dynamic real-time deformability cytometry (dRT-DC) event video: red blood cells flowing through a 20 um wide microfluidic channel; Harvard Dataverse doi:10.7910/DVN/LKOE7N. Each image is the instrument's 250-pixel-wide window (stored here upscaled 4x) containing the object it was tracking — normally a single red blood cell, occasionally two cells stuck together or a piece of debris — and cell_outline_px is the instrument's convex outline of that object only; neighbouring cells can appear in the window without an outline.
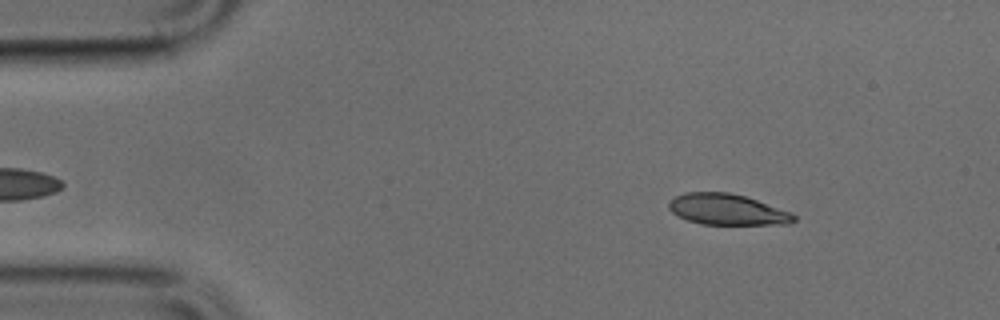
{"species": "common noctule bat (a hibernating species)", "species_latin": "Nyctalus noctula", "temperature_condition": "cold", "stored_images_in_passage": 48, "camera_frame_rate_fps": 3000, "um_per_image_px": 0.085, "animal": {"sex": "male", "body_mass_g": 17.9, "forearm_length_mm": 54.2}, "frame": {"image": 1, "passage_image": 5, "time_ms": 1.333, "image_size_px": [1000, 320], "cell_outline_px": [[796, 220], [788, 224], [704, 224], [688, 220], [672, 212], [668, 208], [668, 204], [676, 196], [684, 192], [728, 192], [744, 196], [792, 212], [796, 216]], "centroid_in_image_um": [61.83, 17.8], "position_along_channel_um": 23.2, "area_um2": 22.31}}
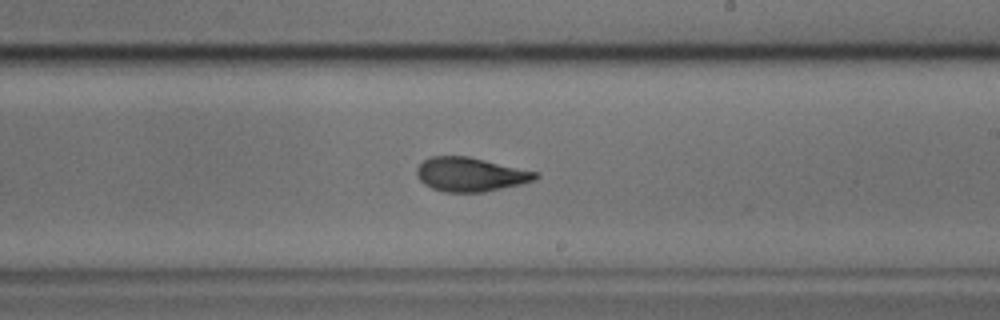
{"frame": {"image": 2, "passage_image": 27, "time_ms": 8.667, "image_size_px": [1000, 320], "cell_outline_px": [[540, 176], [536, 180], [520, 184], [484, 192], [444, 192], [432, 188], [424, 184], [420, 180], [416, 172], [416, 168], [424, 160], [432, 156], [468, 156], [540, 172]], "centroid_in_image_um": [40.02, 14.82], "position_along_channel_um": 249.0, "area_um2": 23.64}}
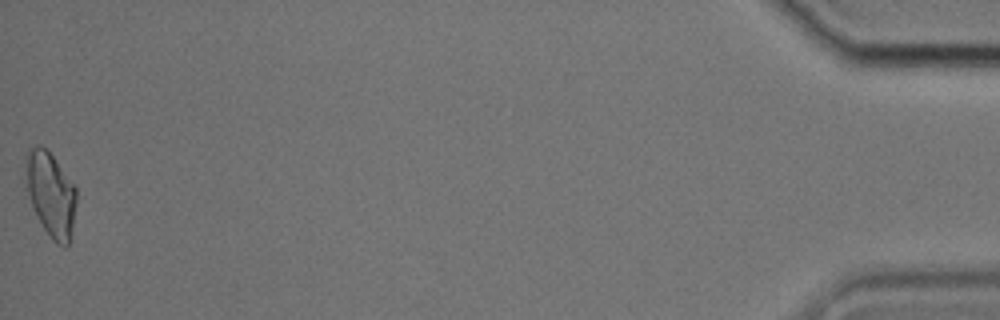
{"frame": {"image": 3, "passage_image": 48, "time_ms": 15.667, "image_size_px": [1000, 320], "cell_outline_px": [[76, 204], [72, 240], [64, 248], [56, 244], [52, 240], [44, 228], [24, 188], [24, 156], [28, 148], [36, 144], [40, 144], [52, 156], [76, 188]], "centroid_in_image_um": [4.28, 16.51], "position_along_channel_um": 430.9, "area_um2": 25.49}}